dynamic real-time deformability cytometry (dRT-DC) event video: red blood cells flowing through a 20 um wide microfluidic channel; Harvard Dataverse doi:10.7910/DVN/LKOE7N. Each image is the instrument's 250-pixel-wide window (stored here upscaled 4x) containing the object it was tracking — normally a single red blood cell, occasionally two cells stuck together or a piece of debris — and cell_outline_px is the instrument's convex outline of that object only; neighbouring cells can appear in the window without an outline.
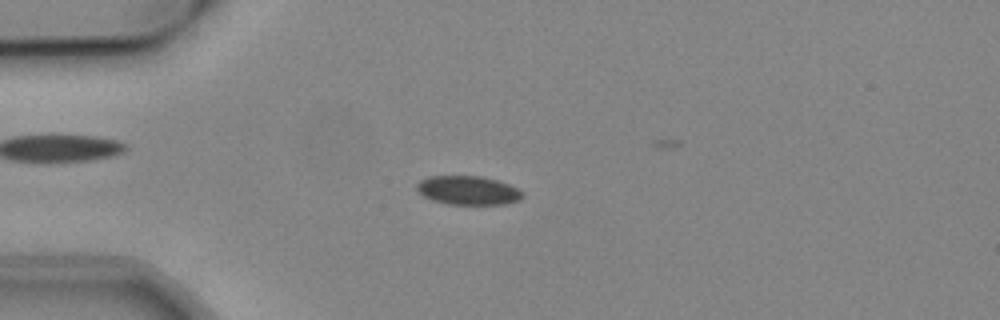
{"species": "common noctule bat (a hibernating species)", "species_latin": "Nyctalus noctula", "temperature_condition": "cold", "stored_images_in_passage": 45, "camera_frame_rate_fps": 3000, "um_per_image_px": 0.085, "animal": {"sex": "male", "body_mass_g": 19.2, "forearm_length_mm": 51.8}, "frame": {"image": 1, "passage_image": 14, "time_ms": 4.333, "image_size_px": [1000, 320], "cell_outline_px": [[524, 196], [520, 200], [504, 204], [448, 204], [432, 200], [424, 196], [416, 188], [416, 184], [420, 180], [428, 176], [480, 176], [496, 180], [508, 184], [524, 192]], "centroid_in_image_um": [39.79, 16.18], "position_along_channel_um": 45.2, "area_um2": 17.74}}
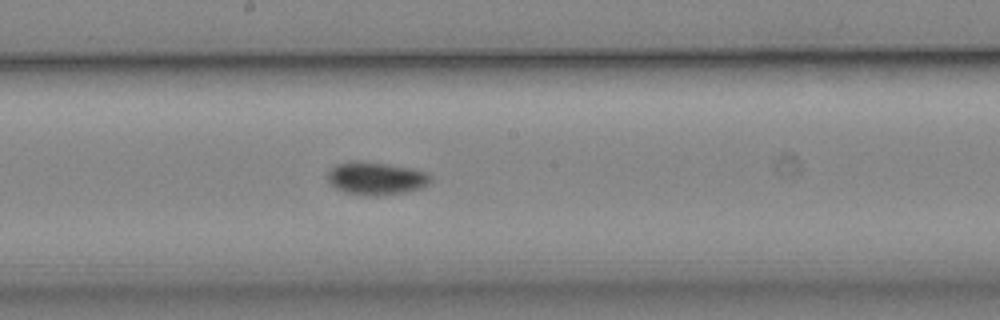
{"frame": {"image": 2, "passage_image": 29, "time_ms": 9.333, "image_size_px": [1000, 320], "cell_outline_px": [[432, 180], [428, 184], [420, 188], [400, 192], [376, 196], [344, 192], [336, 188], [328, 180], [328, 172], [336, 164], [356, 160], [360, 160], [388, 164], [412, 168], [424, 172], [432, 176]], "centroid_in_image_um": [31.96, 15.14], "position_along_channel_um": 216.2, "area_um2": 19.48}}
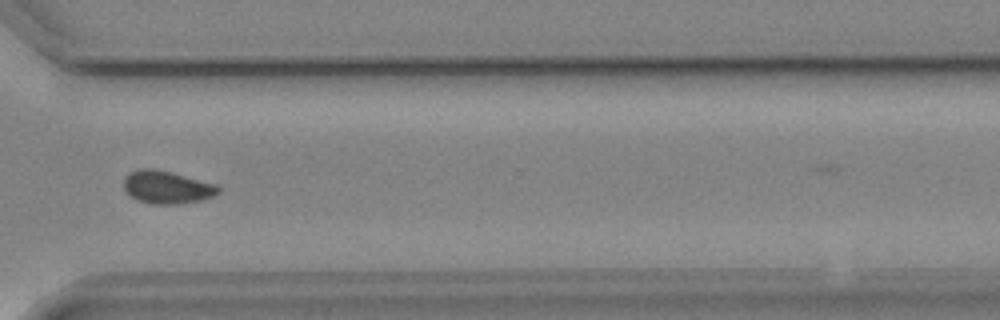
{"frame": {"image": 3, "passage_image": 40, "time_ms": 13.0, "image_size_px": [1000, 320], "cell_outline_px": [[220, 192], [204, 200], [180, 204], [152, 204], [136, 200], [128, 196], [124, 188], [124, 176], [128, 172], [140, 168], [156, 168], [216, 184], [220, 188]], "centroid_in_image_um": [14.15, 15.91], "position_along_channel_um": 356.4, "area_um2": 18.44}, "authors_computed_cell_mechanics": {"area_um2": 18.207, "velocity_mm_per_s": 3.8166, "shape_relaxation_time_tau1_ms": 9.2052, "shape_relaxation_time_tau2_ms": null, "deformation_change_tau1": 0.103, "deformation_change_tau2": null}}